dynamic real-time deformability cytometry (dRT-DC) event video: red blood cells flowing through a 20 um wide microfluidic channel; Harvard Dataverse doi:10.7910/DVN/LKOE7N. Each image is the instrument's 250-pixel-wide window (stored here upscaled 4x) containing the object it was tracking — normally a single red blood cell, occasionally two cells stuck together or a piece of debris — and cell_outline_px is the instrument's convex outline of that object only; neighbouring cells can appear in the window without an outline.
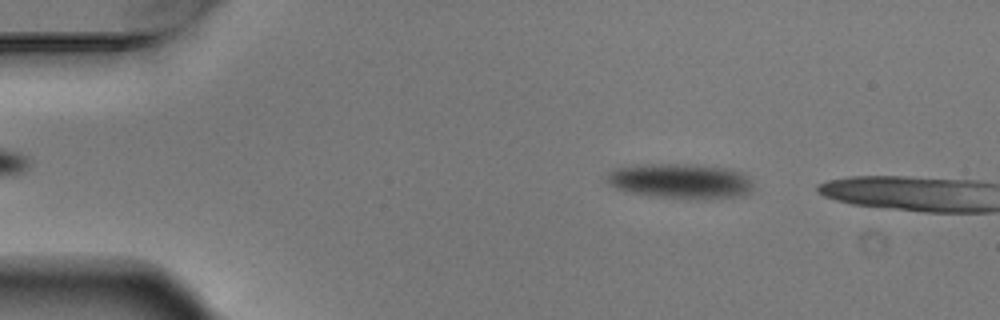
{"species": "Egyptian fruit bat (a non-hibernating species)", "species_latin": "Rousettus aegyptiacus", "temperature_condition": "warm", "stored_images_in_passage": 3, "camera_frame_rate_fps": 3000, "um_per_image_px": 0.085, "animal": {"sex": "male"}, "frame": {"image": 1, "passage_image": 2, "time_ms": 0.333, "image_size_px": [1000, 320], "cell_outline_px": [[752, 188], [744, 196], [704, 200], [684, 200], [648, 196], [624, 192], [608, 184], [604, 180], [608, 172], [616, 168], [636, 164], [696, 164], [720, 168], [740, 172], [752, 184]], "centroid_in_image_um": [57.74, 15.43], "position_along_channel_um": 27.3, "area_um2": 30.58}}